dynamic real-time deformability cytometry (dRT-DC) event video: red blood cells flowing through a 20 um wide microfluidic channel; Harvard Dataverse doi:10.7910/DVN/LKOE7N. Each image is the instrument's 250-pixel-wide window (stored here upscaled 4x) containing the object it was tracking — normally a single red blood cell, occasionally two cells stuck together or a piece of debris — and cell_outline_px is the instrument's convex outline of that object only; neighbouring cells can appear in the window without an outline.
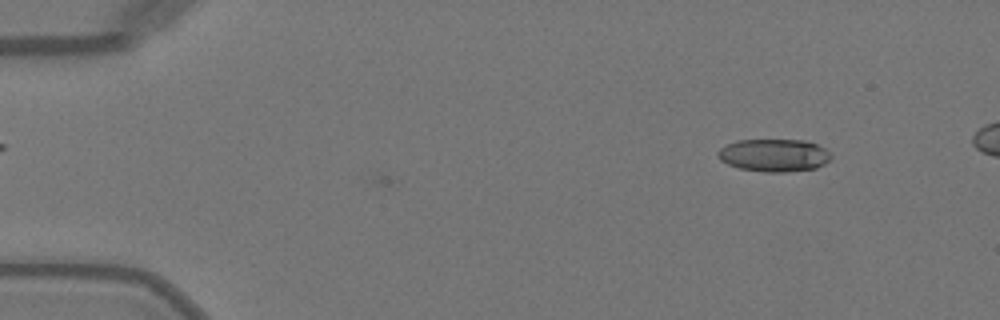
{"species": "Egyptian fruit bat (a non-hibernating species)", "species_latin": "Rousettus aegyptiacus", "temperature_condition": "warm", "stored_images_in_passage": 6, "camera_frame_rate_fps": 3000, "um_per_image_px": 0.085, "animal": {"sex": "female"}, "frame": {"image": 1, "passage_image": 2, "time_ms": 0.333, "image_size_px": [1000, 320], "cell_outline_px": [[832, 156], [824, 164], [816, 168], [784, 172], [764, 172], [740, 168], [728, 164], [720, 160], [716, 156], [716, 152], [720, 148], [736, 140], [804, 140], [816, 144], [824, 148]], "centroid_in_image_um": [65.76, 13.19], "position_along_channel_um": 19.2, "area_um2": 21.5}}